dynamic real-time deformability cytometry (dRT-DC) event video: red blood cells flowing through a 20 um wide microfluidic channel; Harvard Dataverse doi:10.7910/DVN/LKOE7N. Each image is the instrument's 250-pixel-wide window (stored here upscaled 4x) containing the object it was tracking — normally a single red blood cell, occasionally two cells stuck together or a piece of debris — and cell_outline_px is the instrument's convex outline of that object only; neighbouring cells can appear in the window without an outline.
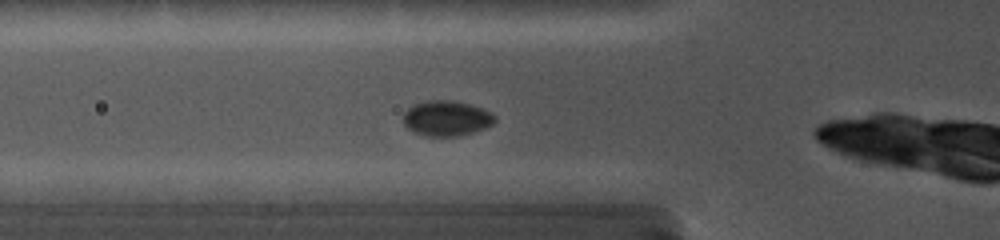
{"species": "common noctule bat (a hibernating species)", "species_latin": "Nyctalus noctula", "temperature_condition": "cold", "stored_images_in_passage": 7, "camera_frame_rate_fps": 5000, "um_per_image_px": 0.085, "animal": {"sex": "female", "body_mass_g": 19.0, "forearm_length_mm": 56.7}, "frame": {"image": 1, "passage_image": 5, "time_ms": 2.2, "image_size_px": [1000, 240], "cell_outline_px": [[492, 120], [488, 124], [472, 132], [460, 136], [424, 136], [416, 132], [404, 120], [408, 112], [416, 108], [428, 104], [452, 104], [468, 108], [480, 112], [488, 116]], "centroid_in_image_um": [37.87, 10.22], "position_along_channel_um": 87.9, "area_um2": 15.26}}